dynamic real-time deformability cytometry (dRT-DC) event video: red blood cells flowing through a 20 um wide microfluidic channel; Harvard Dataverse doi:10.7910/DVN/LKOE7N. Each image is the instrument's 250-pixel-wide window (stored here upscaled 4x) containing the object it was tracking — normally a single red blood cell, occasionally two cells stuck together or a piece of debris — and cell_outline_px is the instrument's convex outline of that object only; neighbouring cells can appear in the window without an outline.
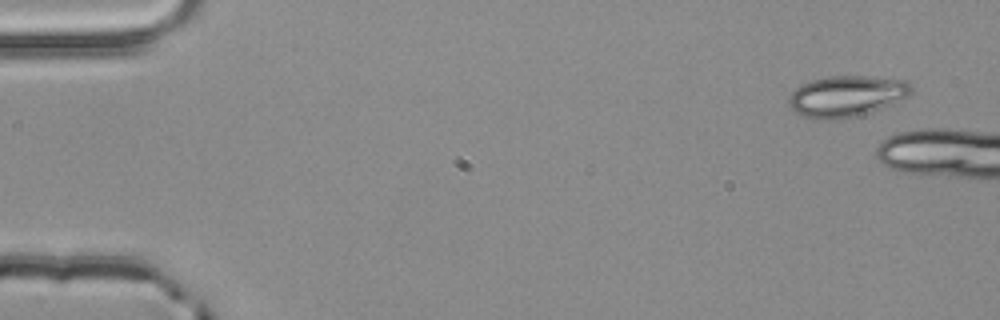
{"species": "common noctule bat (a hibernating species)", "species_latin": "Nyctalus noctula", "temperature_condition": "room temperature", "stored_images_in_passage": 8, "camera_frame_rate_fps": 3000, "um_per_image_px": 0.085, "animal": {"sex": "male", "body_mass_g": 20.4}, "frame": {"image": 1, "passage_image": 1, "time_ms": 0.0, "image_size_px": [1000, 320], "cell_outline_px": [[912, 92], [892, 104], [856, 116], [840, 120], [820, 120], [800, 116], [788, 104], [788, 96], [800, 84], [812, 80], [828, 76], [864, 76], [908, 80], [912, 84]], "centroid_in_image_um": [71.91, 8.18], "position_along_channel_um": 13.1, "area_um2": 29.48}}